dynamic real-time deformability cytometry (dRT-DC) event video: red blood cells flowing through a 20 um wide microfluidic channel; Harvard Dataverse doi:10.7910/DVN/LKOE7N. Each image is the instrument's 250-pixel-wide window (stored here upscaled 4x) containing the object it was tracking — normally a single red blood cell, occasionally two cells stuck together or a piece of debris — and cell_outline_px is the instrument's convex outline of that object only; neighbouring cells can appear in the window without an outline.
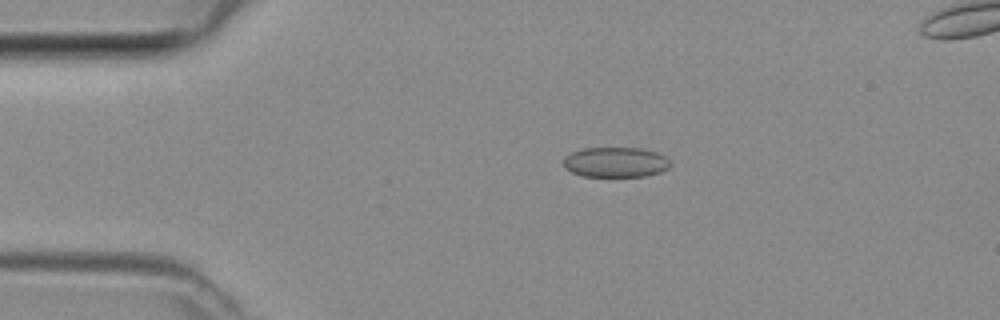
{"species": "common noctule bat (a hibernating species)", "species_latin": "Nyctalus noctula", "temperature_condition": "room temperature", "stored_images_in_passage": 47, "segment_of_instrument_passage": [1, 2], "camera_frame_rate_fps": 3000, "um_per_image_px": 0.085, "animal": {"sex": "female", "body_mass_g": 29.2, "forearm_length_mm": 56.3}, "frame": {"image": 1, "passage_image": 9, "time_ms": 2.667, "image_size_px": [1000, 320], "cell_outline_px": [[672, 164], [668, 168], [660, 172], [644, 176], [580, 176], [564, 168], [564, 160], [572, 152], [584, 148], [640, 148], [656, 152], [664, 156]], "centroid_in_image_um": [52.33, 13.79], "position_along_channel_um": 32.7, "area_um2": 18.61}}
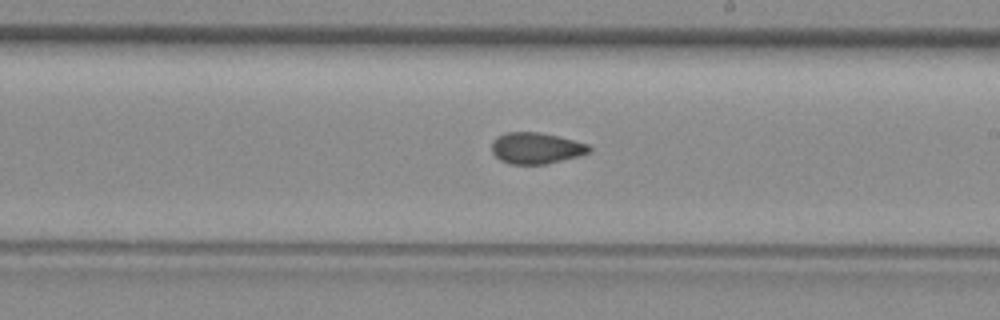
{"frame": {"image": 2, "passage_image": 26, "time_ms": 8.333, "image_size_px": [1000, 320], "cell_outline_px": [[592, 148], [588, 152], [580, 156], [548, 164], [508, 164], [500, 160], [492, 152], [492, 140], [496, 136], [508, 132], [540, 132], [588, 144]], "centroid_in_image_um": [45.55, 12.6], "position_along_channel_um": 243.5, "area_um2": 17.8}}
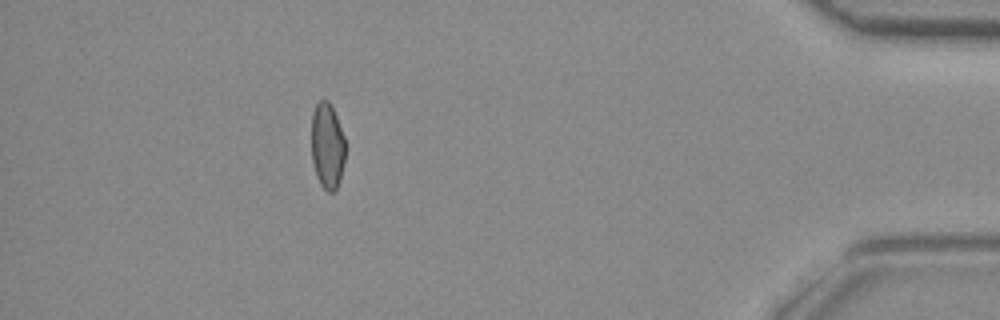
{"frame": {"image": 3, "passage_image": 41, "time_ms": 13.333, "image_size_px": [1000, 320], "cell_outline_px": [[344, 160], [340, 176], [336, 188], [332, 192], [328, 192], [320, 184], [316, 176], [312, 160], [312, 112], [316, 104], [320, 100], [328, 100], [336, 116], [344, 136]], "centroid_in_image_um": [27.8, 12.38], "position_along_channel_um": 407.4, "area_um2": 16.7}}